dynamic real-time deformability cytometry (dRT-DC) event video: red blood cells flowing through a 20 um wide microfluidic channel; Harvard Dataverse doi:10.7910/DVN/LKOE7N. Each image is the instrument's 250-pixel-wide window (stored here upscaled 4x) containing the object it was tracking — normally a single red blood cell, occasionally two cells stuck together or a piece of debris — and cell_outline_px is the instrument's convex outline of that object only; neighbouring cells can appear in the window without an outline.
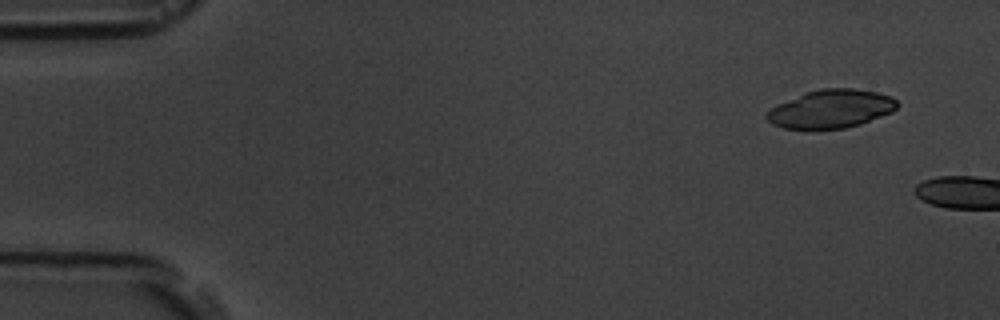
{"species": "common noctule bat (a hibernating species)", "species_latin": "Nyctalus noctula", "temperature_condition": "room temperature", "stored_images_in_passage": 2, "camera_frame_rate_fps": 3000, "um_per_image_px": 0.085, "animal": {"sex": "male", "body_mass_g": 19.5, "forearm_length_mm": 54.6}, "frame": {"image": 1, "passage_image": 1, "time_ms": 0.0, "image_size_px": [1000, 320], "cell_outline_px": [[900, 104], [892, 112], [860, 124], [844, 128], [784, 128], [772, 124], [764, 116], [776, 104], [804, 92], [820, 88], [856, 88], [876, 92], [892, 96]], "centroid_in_image_um": [70.64, 9.23], "position_along_channel_um": 14.4, "area_um2": 29.13}}